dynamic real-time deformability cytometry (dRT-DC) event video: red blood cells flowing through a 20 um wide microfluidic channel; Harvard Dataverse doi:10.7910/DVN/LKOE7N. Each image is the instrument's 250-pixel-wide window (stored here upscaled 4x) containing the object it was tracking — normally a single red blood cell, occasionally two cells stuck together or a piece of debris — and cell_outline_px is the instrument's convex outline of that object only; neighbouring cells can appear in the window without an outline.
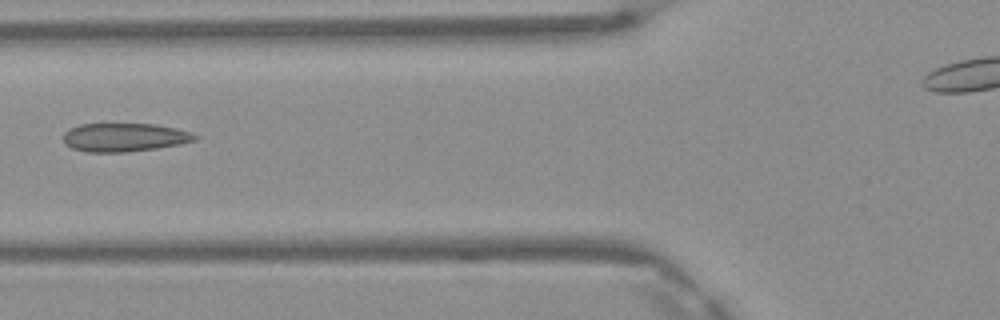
{"species": "Egyptian fruit bat (a non-hibernating species)", "species_latin": "Rousettus aegyptiacus", "temperature_condition": "warm", "stored_images_in_passage": 6, "camera_frame_rate_fps": 3000, "um_per_image_px": 0.085, "frame": {"image": 1, "passage_image": 5, "time_ms": 1.333, "image_size_px": [1000, 320], "cell_outline_px": [[200, 136], [196, 140], [180, 144], [156, 148], [128, 152], [88, 152], [72, 148], [64, 144], [64, 132], [68, 128], [80, 124], [156, 124], [176, 128], [192, 132]], "centroid_in_image_um": [10.58, 11.67], "position_along_channel_um": 115.2, "area_um2": 22.02}}
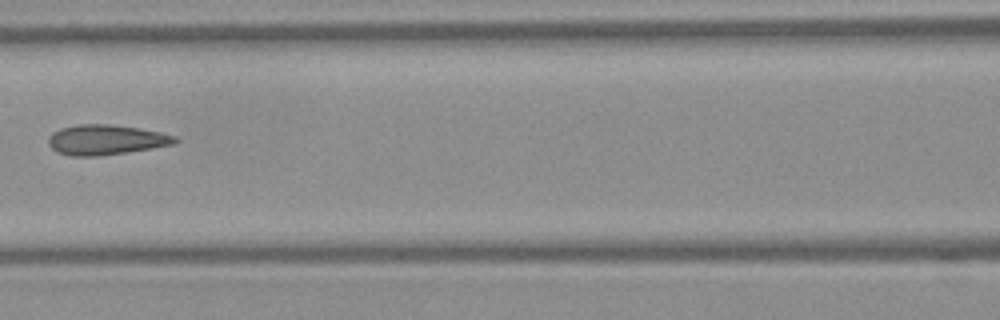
{"frame": {"image": 2, "passage_image": 6, "time_ms": 1.667, "image_size_px": [1000, 320], "cell_outline_px": [[180, 140], [172, 144], [152, 148], [96, 156], [72, 156], [56, 152], [48, 144], [48, 136], [52, 132], [60, 128], [80, 124], [112, 124], [140, 128], [160, 132], [176, 136]], "centroid_in_image_um": [8.98, 11.87], "position_along_channel_um": 157.6, "area_um2": 22.2}}